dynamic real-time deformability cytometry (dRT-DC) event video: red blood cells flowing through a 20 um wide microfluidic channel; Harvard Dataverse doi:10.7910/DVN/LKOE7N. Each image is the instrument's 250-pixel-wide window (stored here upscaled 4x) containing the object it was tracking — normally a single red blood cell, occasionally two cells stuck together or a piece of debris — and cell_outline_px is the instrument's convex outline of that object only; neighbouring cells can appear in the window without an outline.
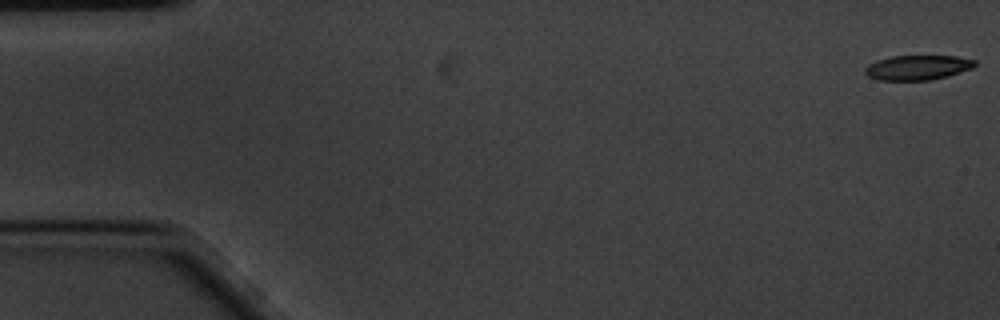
{"species": "common noctule bat (a hibernating species)", "species_latin": "Nyctalus noctula", "temperature_condition": "cold", "stored_images_in_passage": 12, "camera_frame_rate_fps": 3000, "um_per_image_px": 0.085, "animal": {"sex": "male", "body_mass_g": 20.1, "forearm_length_mm": 53.5}, "frame": {"image": 1, "passage_image": 1, "time_ms": 0.0, "image_size_px": [1000, 320], "cell_outline_px": [[976, 64], [972, 68], [948, 76], [928, 80], [880, 80], [868, 76], [864, 72], [864, 68], [868, 64], [876, 60], [892, 56], [956, 56], [976, 60]], "centroid_in_image_um": [77.98, 5.73], "position_along_channel_um": 7.0, "area_um2": 15.84}}